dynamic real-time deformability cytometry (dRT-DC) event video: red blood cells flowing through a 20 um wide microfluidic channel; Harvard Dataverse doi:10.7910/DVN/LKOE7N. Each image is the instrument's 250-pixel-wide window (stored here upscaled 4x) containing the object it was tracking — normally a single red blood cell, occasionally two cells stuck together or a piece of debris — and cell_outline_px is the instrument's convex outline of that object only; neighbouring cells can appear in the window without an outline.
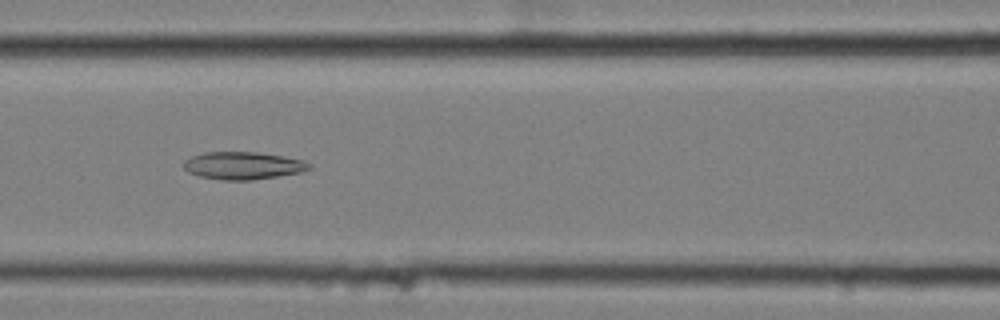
{"species": "common noctule bat (a hibernating species)", "species_latin": "Nyctalus noctula", "temperature_condition": "cold", "stored_images_in_passage": 10, "camera_frame_rate_fps": 3000, "um_per_image_px": 0.085, "animal": {"sex": "female", "body_mass_g": 25.1}, "frame": {"image": 1, "passage_image": 6, "time_ms": 1.667, "image_size_px": [1000, 320], "cell_outline_px": [[312, 168], [300, 172], [252, 180], [220, 180], [200, 176], [188, 172], [184, 168], [184, 160], [192, 156], [204, 152], [256, 152], [284, 156], [300, 160], [312, 164]], "centroid_in_image_um": [20.64, 14.07], "position_along_channel_um": 146.0, "area_um2": 20.06}}
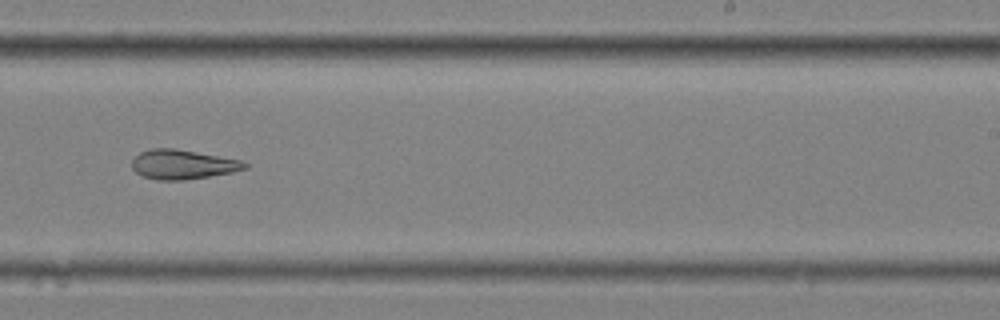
{"frame": {"image": 2, "passage_image": 9, "time_ms": 2.667, "image_size_px": [1000, 320], "cell_outline_px": [[248, 168], [232, 172], [184, 180], [156, 180], [140, 176], [132, 168], [132, 160], [140, 152], [152, 148], [172, 148], [196, 152], [240, 160], [248, 164]], "centroid_in_image_um": [15.49, 13.98], "position_along_channel_um": 273.5, "area_um2": 19.25}}
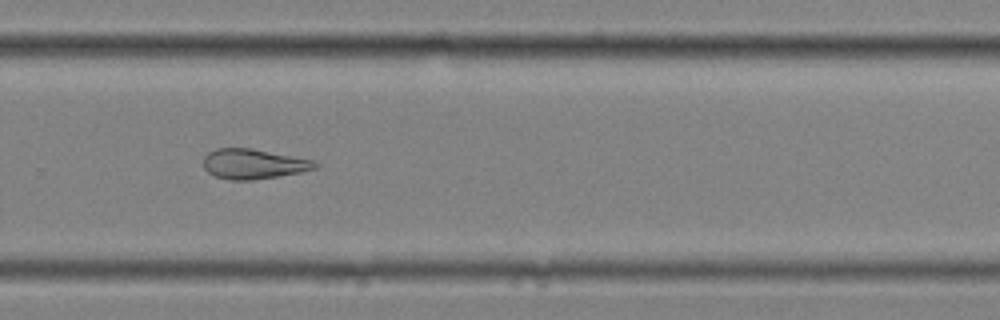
{"frame": {"image": 3, "passage_image": 10, "time_ms": 3.0, "image_size_px": [1000, 320], "cell_outline_px": [[320, 164], [316, 168], [300, 172], [252, 180], [232, 180], [216, 176], [208, 172], [204, 168], [204, 156], [208, 152], [216, 148], [252, 148], [312, 160]], "centroid_in_image_um": [21.52, 13.93], "position_along_channel_um": 308.3, "area_um2": 19.31}}